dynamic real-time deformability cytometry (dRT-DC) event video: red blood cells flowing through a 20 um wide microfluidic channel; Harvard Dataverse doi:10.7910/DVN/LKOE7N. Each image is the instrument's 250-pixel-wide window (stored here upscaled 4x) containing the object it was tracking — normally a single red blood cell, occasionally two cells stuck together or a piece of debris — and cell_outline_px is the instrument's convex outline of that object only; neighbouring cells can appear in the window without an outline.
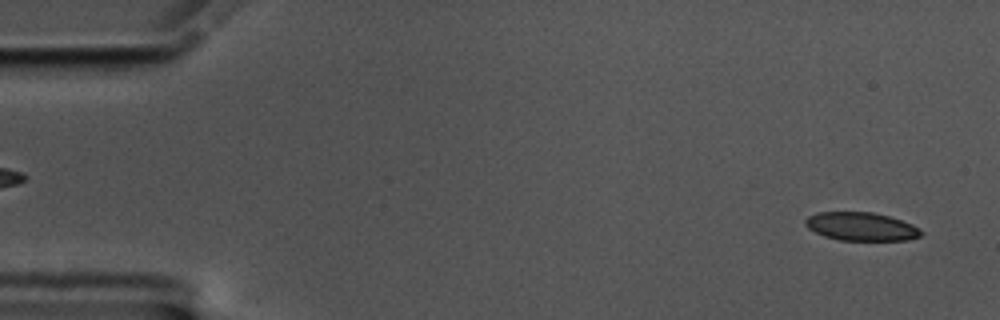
{"species": "common noctule bat (a hibernating species)", "species_latin": "Nyctalus noctula", "temperature_condition": "cold", "stored_images_in_passage": 56, "camera_frame_rate_fps": 3000, "um_per_image_px": 0.085, "animal": {"sex": "male", "body_mass_g": 17.5, "forearm_length_mm": 52.3}, "frame": {"image": 1, "passage_image": 2, "time_ms": 0.333, "image_size_px": [1000, 320], "cell_outline_px": [[924, 232], [920, 236], [908, 240], [840, 240], [824, 236], [808, 228], [804, 224], [804, 220], [808, 216], [816, 212], [872, 212], [888, 216], [912, 224], [920, 228]], "centroid_in_image_um": [73.19, 19.25], "position_along_channel_um": 11.8, "area_um2": 19.13}}
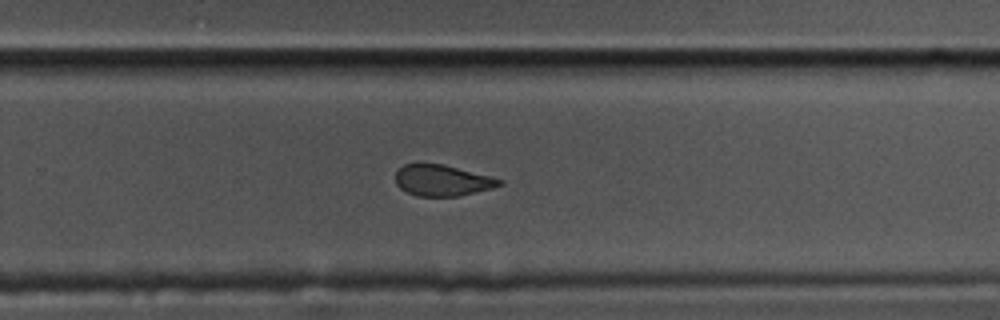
{"frame": {"image": 2, "passage_image": 36, "time_ms": 11.667, "image_size_px": [1000, 320], "cell_outline_px": [[504, 184], [492, 188], [460, 196], [416, 196], [400, 188], [396, 184], [396, 172], [404, 164], [440, 164], [504, 180]], "centroid_in_image_um": [37.59, 15.35], "position_along_channel_um": 292.2, "area_um2": 18.5}}
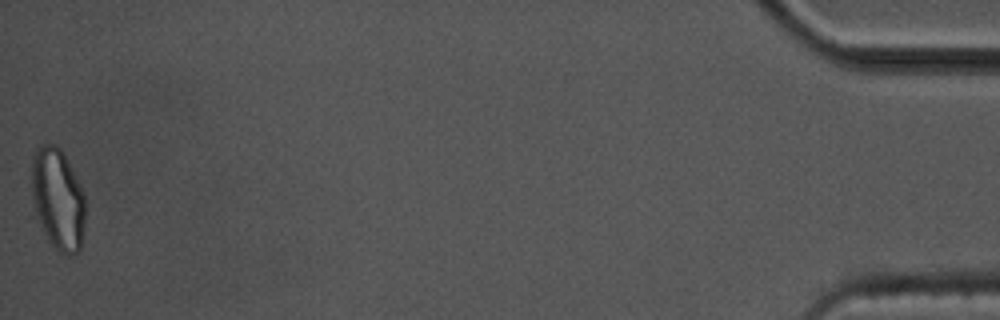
{"frame": {"image": 3, "passage_image": 56, "time_ms": 18.333, "image_size_px": [1000, 320], "cell_outline_px": [[84, 220], [80, 248], [76, 252], [68, 256], [60, 252], [48, 240], [32, 216], [32, 156], [36, 148], [44, 144], [56, 144], [60, 148], [80, 184], [84, 192]], "centroid_in_image_um": [4.87, 16.93], "position_along_channel_um": 430.3, "area_um2": 32.08}, "authors_computed_cell_mechanics": {"area_um2": 20.6924, "velocity_mm_per_s": 3.5259, "shape_relaxation_time_tau1_ms": 4.9195, "shape_relaxation_time_tau2_ms": 1.6308, "deformation_change_tau1": 0.1217, "deformation_change_tau2": 0.0591}}